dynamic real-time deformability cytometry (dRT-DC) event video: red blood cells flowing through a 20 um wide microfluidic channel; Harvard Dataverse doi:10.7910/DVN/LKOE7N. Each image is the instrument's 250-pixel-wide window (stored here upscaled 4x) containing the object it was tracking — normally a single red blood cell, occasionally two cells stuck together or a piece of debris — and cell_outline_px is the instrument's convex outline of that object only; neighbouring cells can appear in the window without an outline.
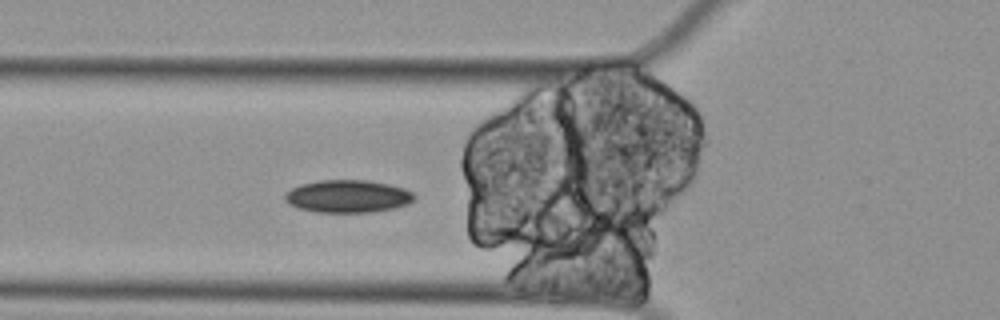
{"species": "Egyptian fruit bat (a non-hibernating species)", "species_latin": "Rousettus aegyptiacus", "temperature_condition": "cold", "stored_images_in_passage": 28, "camera_frame_rate_fps": 3000, "um_per_image_px": 0.085, "animal": {"sex": "female"}, "frame": {"image": 1, "passage_image": 19, "time_ms": 6.0, "image_size_px": [1000, 320], "cell_outline_px": [[416, 196], [408, 204], [396, 208], [372, 212], [316, 212], [296, 208], [288, 204], [284, 200], [284, 196], [292, 188], [300, 184], [320, 180], [368, 180], [388, 184], [404, 188], [412, 192]], "centroid_in_image_um": [29.55, 16.69], "position_along_channel_um": 96.2, "area_um2": 24.74}}
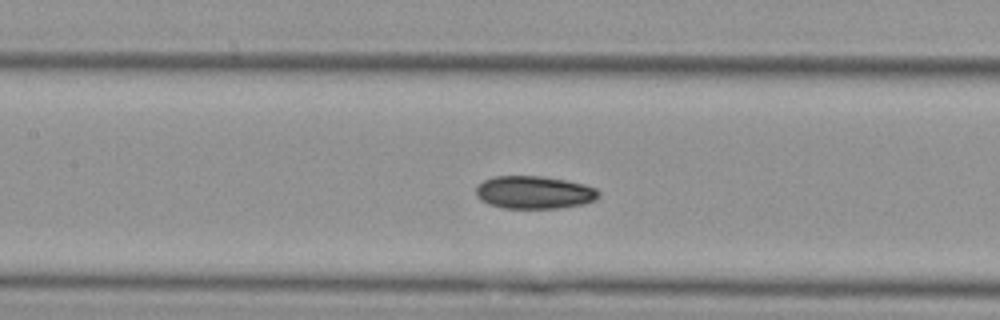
{"frame": {"image": 2, "passage_image": 25, "time_ms": 8.0, "image_size_px": [1000, 320], "cell_outline_px": [[600, 196], [596, 200], [584, 204], [560, 208], [500, 208], [488, 204], [480, 200], [476, 196], [476, 188], [484, 180], [492, 176], [540, 176], [564, 180], [584, 184], [596, 188], [600, 192]], "centroid_in_image_um": [45.41, 16.36], "position_along_channel_um": 162.0, "area_um2": 23.64}}
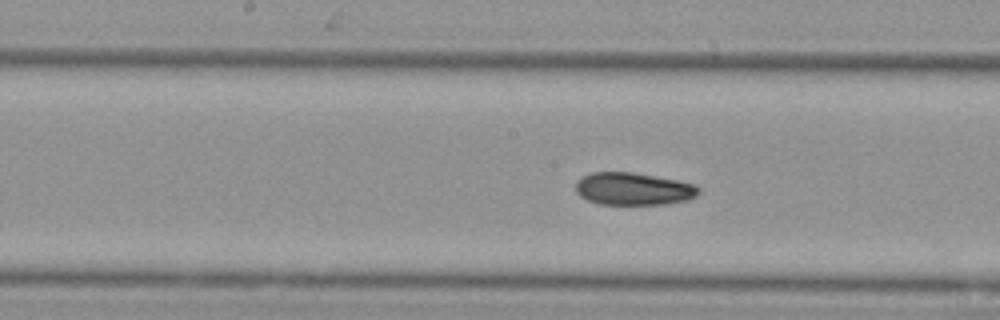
{"frame": {"image": 3, "passage_image": 28, "time_ms": 9.0, "image_size_px": [1000, 320], "cell_outline_px": [[700, 192], [696, 196], [688, 200], [664, 204], [600, 204], [588, 200], [580, 196], [576, 192], [576, 184], [584, 176], [592, 172], [632, 172], [656, 176], [696, 184], [700, 188]], "centroid_in_image_um": [53.88, 16.05], "position_along_channel_um": 194.3, "area_um2": 23.24}}